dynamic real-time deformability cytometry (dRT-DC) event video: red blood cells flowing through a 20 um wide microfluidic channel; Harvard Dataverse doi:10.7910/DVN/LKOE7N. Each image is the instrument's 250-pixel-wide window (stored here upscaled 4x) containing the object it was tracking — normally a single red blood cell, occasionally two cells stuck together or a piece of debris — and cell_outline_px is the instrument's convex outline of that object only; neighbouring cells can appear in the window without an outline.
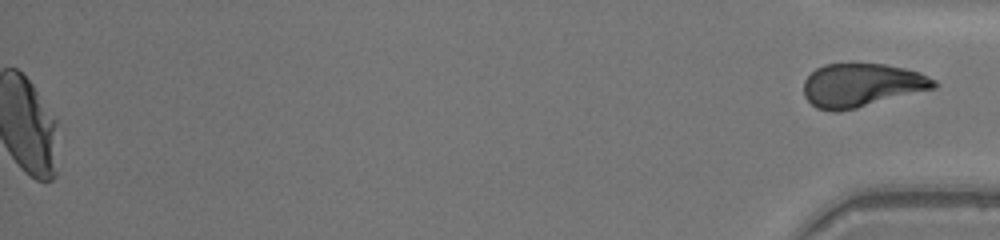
{"species": "human", "species_latin": "Homo sapiens", "temperature_condition": "warm", "stored_images_in_passage": 50, "segment_of_instrument_passage": [2, 2], "camera_frame_rate_fps": 3000, "um_per_image_px": 0.085, "donor": {"sex": "female"}, "frame": {"image": 1, "passage_image": 50, "time_ms": 16.333, "image_size_px": [1000, 240], "cell_outline_px": [[940, 84], [936, 88], [856, 108], [836, 112], [832, 112], [816, 108], [804, 96], [804, 80], [816, 68], [824, 64], [852, 60], [884, 64], [904, 68], [920, 72], [936, 80]], "centroid_in_image_um": [73.24, 7.19], "position_along_channel_um": 362.0, "area_um2": 33.93}}